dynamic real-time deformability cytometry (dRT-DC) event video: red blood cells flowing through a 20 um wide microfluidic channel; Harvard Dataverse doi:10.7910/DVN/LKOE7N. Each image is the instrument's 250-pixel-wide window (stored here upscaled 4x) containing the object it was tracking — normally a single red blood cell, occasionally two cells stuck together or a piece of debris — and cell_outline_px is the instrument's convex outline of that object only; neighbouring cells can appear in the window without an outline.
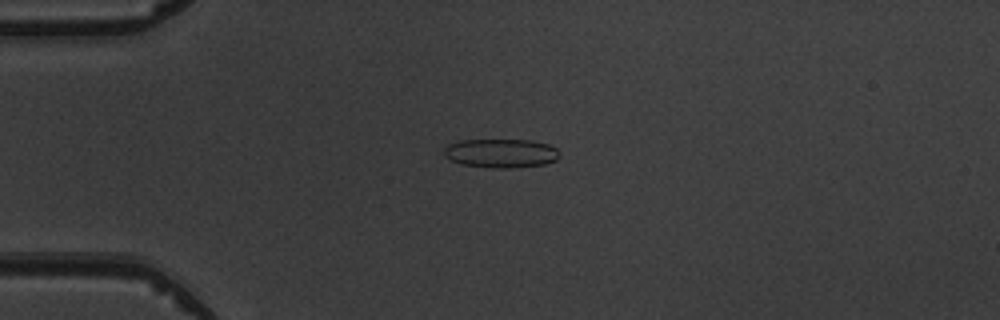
{"species": "common noctule bat (a hibernating species)", "species_latin": "Nyctalus noctula", "temperature_condition": "warm", "stored_images_in_passage": 6, "camera_frame_rate_fps": 3000, "um_per_image_px": 0.085, "animal": {"sex": "male", "body_mass_g": 19.5, "forearm_length_mm": 54.6}, "frame": {"image": 1, "passage_image": 3, "time_ms": 3.0, "image_size_px": [1000, 320], "cell_outline_px": [[560, 156], [556, 160], [544, 164], [512, 168], [492, 168], [460, 164], [444, 156], [444, 148], [448, 144], [460, 140], [532, 140], [548, 144], [556, 148], [560, 152]], "centroid_in_image_um": [42.59, 13.02], "position_along_channel_um": 42.4, "area_um2": 19.59}}
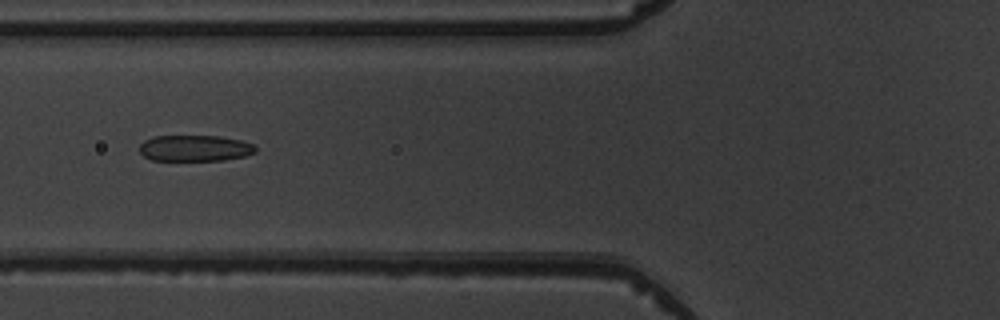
{"frame": {"image": 2, "passage_image": 5, "time_ms": 5.333, "image_size_px": [1000, 320], "cell_outline_px": [[256, 152], [244, 156], [224, 160], [152, 160], [144, 156], [140, 152], [140, 144], [144, 140], [152, 136], [220, 136], [240, 140], [252, 144], [256, 148]], "centroid_in_image_um": [16.54, 12.59], "position_along_channel_um": 109.3, "area_um2": 17.63}}
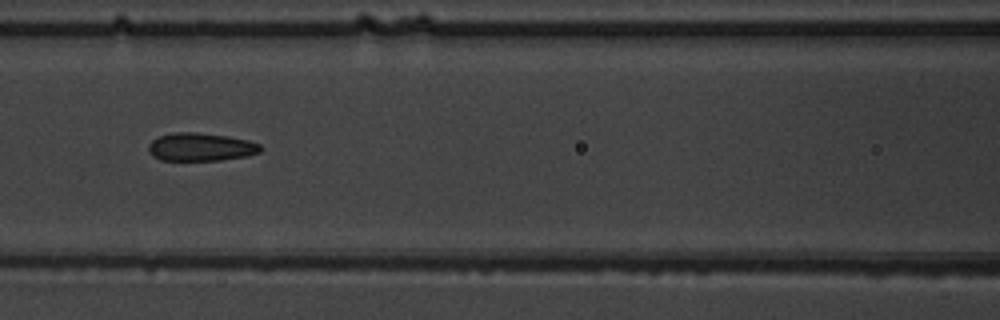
{"frame": {"image": 3, "passage_image": 6, "time_ms": 6.333, "image_size_px": [1000, 320], "cell_outline_px": [[264, 148], [260, 152], [248, 156], [220, 160], [160, 160], [152, 156], [148, 152], [148, 144], [152, 140], [160, 136], [172, 132], [196, 132], [228, 136], [248, 140], [260, 144]], "centroid_in_image_um": [17.07, 12.49], "position_along_channel_um": 149.5, "area_um2": 18.55}}